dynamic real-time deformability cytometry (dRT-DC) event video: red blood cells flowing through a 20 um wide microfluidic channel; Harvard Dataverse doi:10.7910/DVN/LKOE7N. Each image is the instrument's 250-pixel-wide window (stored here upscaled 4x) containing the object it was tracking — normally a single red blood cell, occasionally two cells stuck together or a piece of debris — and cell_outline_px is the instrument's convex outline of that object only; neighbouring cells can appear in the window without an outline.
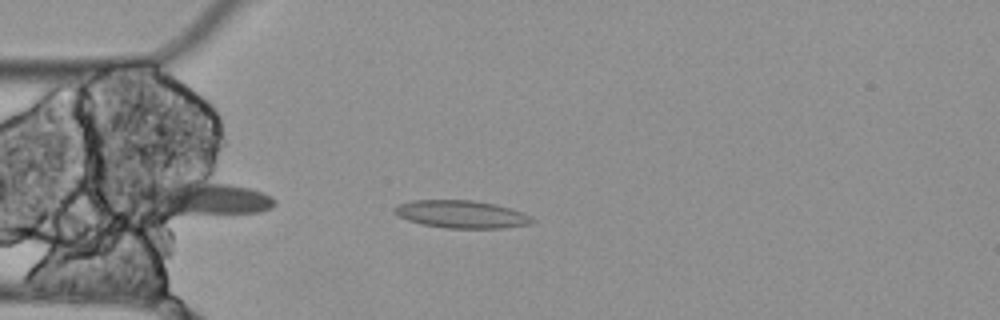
{"species": "Egyptian fruit bat (a non-hibernating species)", "species_latin": "Rousettus aegyptiacus", "temperature_condition": "cold", "stored_images_in_passage": 5, "camera_frame_rate_fps": 3000, "um_per_image_px": 0.085, "animal": {"sex": "female"}, "frame": {"image": 1, "passage_image": 4, "time_ms": 1.0, "image_size_px": [1000, 320], "cell_outline_px": [[536, 220], [532, 224], [504, 228], [448, 228], [420, 224], [408, 220], [392, 212], [392, 208], [400, 204], [412, 200], [472, 200], [496, 204], [512, 208]], "centroid_in_image_um": [39.22, 18.21], "position_along_channel_um": 45.8, "area_um2": 22.25}}